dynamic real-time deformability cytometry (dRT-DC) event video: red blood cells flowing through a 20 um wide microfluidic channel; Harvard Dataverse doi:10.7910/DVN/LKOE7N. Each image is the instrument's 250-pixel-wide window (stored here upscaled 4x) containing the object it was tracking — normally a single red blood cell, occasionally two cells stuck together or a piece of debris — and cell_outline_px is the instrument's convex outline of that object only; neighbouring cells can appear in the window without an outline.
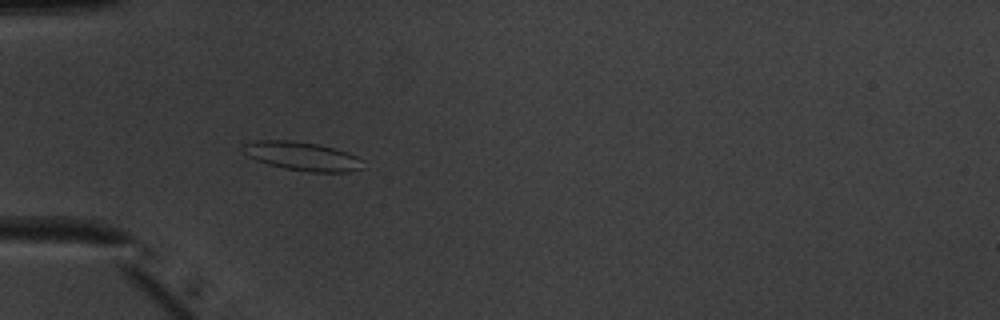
{"species": "common noctule bat (a hibernating species)", "species_latin": "Nyctalus noctula", "temperature_condition": "warm", "stored_images_in_passage": 52, "camera_frame_rate_fps": 3000, "um_per_image_px": 0.085, "animal": {"sex": "male", "body_mass_g": 20.1, "forearm_length_mm": 53.5}, "frame": {"image": 1, "passage_image": 17, "time_ms": 5.333, "image_size_px": [1000, 320], "cell_outline_px": [[364, 168], [348, 172], [308, 172], [284, 168], [268, 164], [256, 160], [248, 156], [244, 152], [240, 144], [256, 140], [292, 140], [320, 144], [336, 148], [348, 152], [364, 160]], "centroid_in_image_um": [25.71, 13.27], "position_along_channel_um": 59.3, "area_um2": 20.46}}
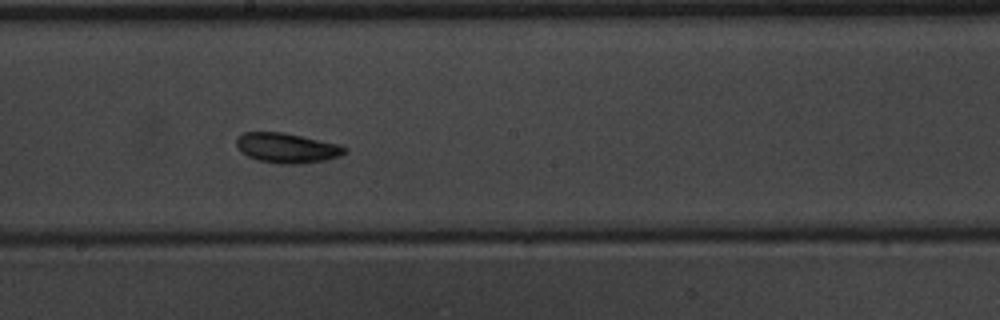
{"frame": {"image": 2, "passage_image": 30, "time_ms": 9.667, "image_size_px": [1000, 320], "cell_outline_px": [[348, 152], [340, 156], [324, 160], [296, 164], [280, 164], [260, 160], [248, 156], [240, 152], [236, 148], [236, 136], [244, 132], [284, 132], [340, 144], [348, 148]], "centroid_in_image_um": [24.38, 12.56], "position_along_channel_um": 223.8, "area_um2": 19.07}}
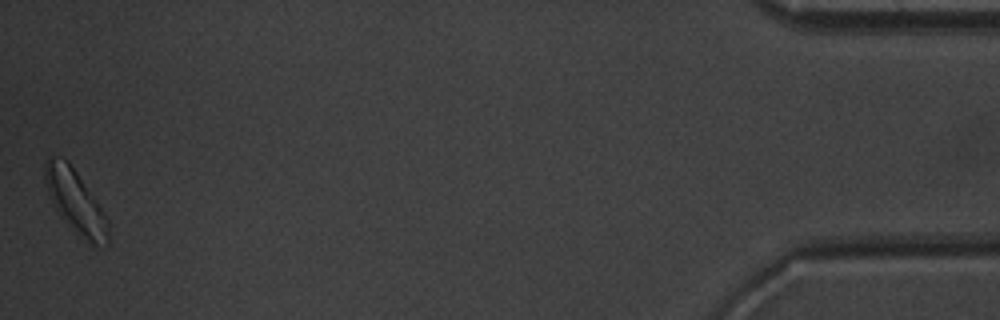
{"frame": {"image": 3, "passage_image": 52, "time_ms": 17.0, "image_size_px": [1000, 320], "cell_outline_px": [[108, 244], [92, 248], [60, 216], [48, 192], [44, 180], [44, 164], [48, 156], [52, 156], [68, 160], [96, 200], [108, 220]], "centroid_in_image_um": [6.42, 17.16], "position_along_channel_um": 428.8, "area_um2": 23.12}, "authors_computed_cell_mechanics": {"area_um2": 19.1318, "velocity_mm_per_s": 3.9404, "shape_relaxation_time_tau1_ms": 3.4422, "shape_relaxation_time_tau2_ms": 4.1404, "deformation_change_tau1": 0.086, "deformation_change_tau2": 0.1132}}